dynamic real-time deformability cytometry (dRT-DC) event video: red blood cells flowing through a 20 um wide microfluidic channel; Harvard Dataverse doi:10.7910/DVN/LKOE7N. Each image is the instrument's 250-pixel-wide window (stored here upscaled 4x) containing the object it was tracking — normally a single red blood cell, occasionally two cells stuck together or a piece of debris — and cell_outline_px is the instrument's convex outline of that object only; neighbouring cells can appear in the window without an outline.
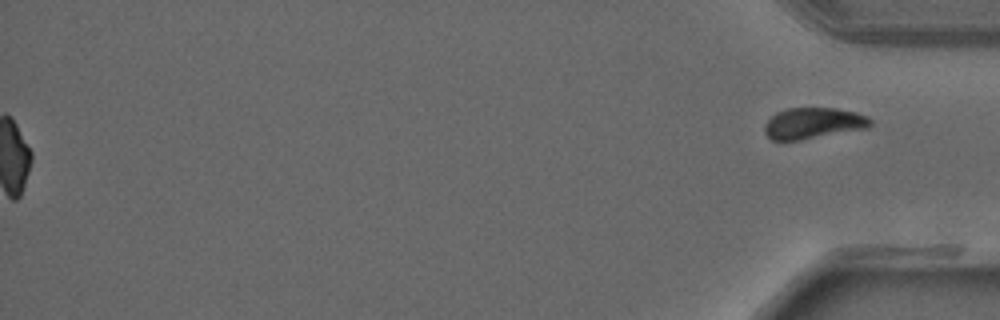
{"species": "common noctule bat (a hibernating species)", "species_latin": "Nyctalus noctula", "temperature_condition": "warm", "stored_images_in_passage": 30, "segment_of_instrument_passage": [2, 2], "camera_frame_rate_fps": 3000, "um_per_image_px": 0.085, "animal": {"sex": "male", "forearm_length_mm": 52.5}, "frame": {"image": 1, "passage_image": 30, "time_ms": 9.667, "image_size_px": [1000, 320], "cell_outline_px": [[872, 124], [868, 128], [800, 140], [772, 140], [764, 132], [764, 124], [776, 112], [788, 108], [836, 108], [856, 112], [868, 116], [872, 120]], "centroid_in_image_um": [69.14, 10.47], "position_along_channel_um": 366.1, "area_um2": 19.25}}